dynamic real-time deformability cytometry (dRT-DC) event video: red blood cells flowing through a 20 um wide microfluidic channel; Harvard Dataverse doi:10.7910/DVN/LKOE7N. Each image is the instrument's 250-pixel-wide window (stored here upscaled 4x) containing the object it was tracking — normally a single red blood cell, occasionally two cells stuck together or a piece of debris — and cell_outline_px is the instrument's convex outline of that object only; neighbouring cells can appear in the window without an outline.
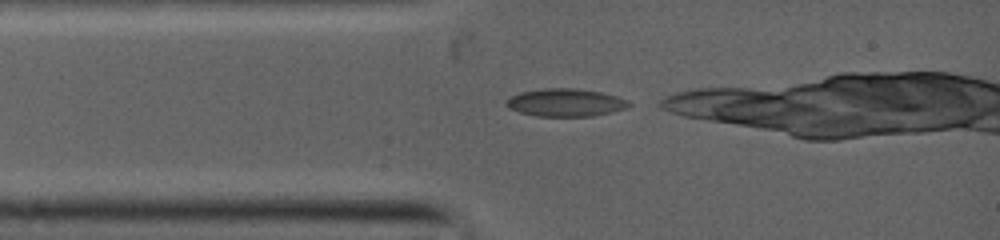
{"species": "common noctule bat (a hibernating species)", "species_latin": "Nyctalus noctula", "temperature_condition": "warm", "stored_images_in_passage": 9, "camera_frame_rate_fps": 5000, "um_per_image_px": 0.085, "animal": {"sex": "female", "body_mass_g": 19.0, "forearm_length_mm": 53.3}, "frame": {"image": 1, "passage_image": 1, "time_ms": 0.0, "image_size_px": [1000, 240], "cell_outline_px": [[632, 104], [624, 108], [608, 112], [588, 116], [540, 116], [520, 112], [512, 108], [508, 104], [508, 100], [512, 96], [520, 92], [548, 88], [572, 88], [600, 92], [616, 96], [628, 100]], "centroid_in_image_um": [48.1, 8.71], "position_along_channel_um": 36.9, "area_um2": 19.19}}
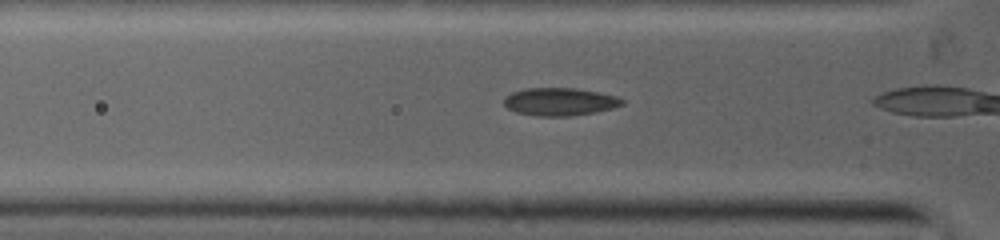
{"frame": {"image": 2, "passage_image": 6, "time_ms": 1.0, "image_size_px": [1000, 240], "cell_outline_px": [[624, 104], [592, 112], [568, 116], [536, 116], [516, 112], [508, 108], [504, 104], [504, 96], [512, 92], [528, 88], [572, 88], [596, 92], [616, 96], [624, 100]], "centroid_in_image_um": [47.51, 8.64], "position_along_channel_um": 78.3, "area_um2": 18.79}}